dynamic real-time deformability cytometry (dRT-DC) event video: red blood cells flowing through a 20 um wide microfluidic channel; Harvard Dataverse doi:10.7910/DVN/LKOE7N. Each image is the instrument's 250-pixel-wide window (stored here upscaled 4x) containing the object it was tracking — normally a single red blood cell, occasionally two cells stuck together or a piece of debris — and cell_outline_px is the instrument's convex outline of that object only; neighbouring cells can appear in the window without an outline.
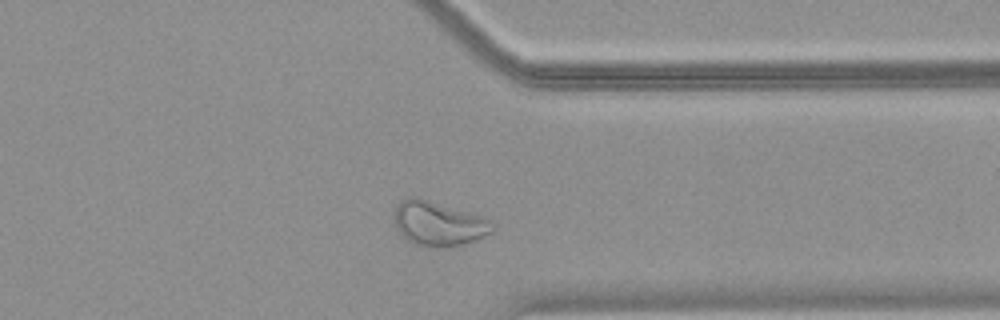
{"species": "common noctule bat (a hibernating species)", "species_latin": "Nyctalus noctula", "temperature_condition": "warm", "stored_images_in_passage": 37, "camera_frame_rate_fps": 3000, "um_per_image_px": 0.085, "animal": {"sex": "female", "body_mass_g": 18.4}, "frame": {"image": 1, "passage_image": 32, "time_ms": 10.333, "image_size_px": [1000, 320], "cell_outline_px": [[496, 228], [492, 232], [476, 240], [460, 244], [416, 244], [408, 240], [396, 228], [392, 220], [392, 216], [396, 204], [400, 200], [408, 196], [420, 196], [484, 216]], "centroid_in_image_um": [37.23, 18.9], "position_along_channel_um": 374.2, "area_um2": 25.37}}